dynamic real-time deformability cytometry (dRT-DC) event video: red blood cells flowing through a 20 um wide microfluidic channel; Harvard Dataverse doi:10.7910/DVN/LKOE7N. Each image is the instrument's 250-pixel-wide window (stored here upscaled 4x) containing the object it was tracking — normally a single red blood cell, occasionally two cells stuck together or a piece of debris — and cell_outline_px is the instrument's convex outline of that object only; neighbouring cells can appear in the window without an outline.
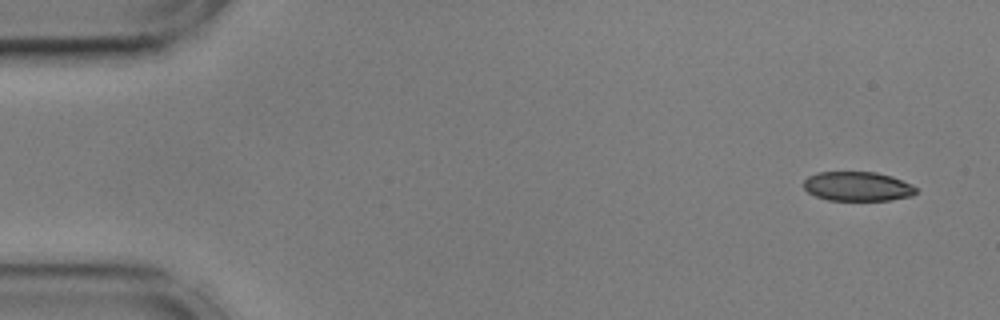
{"species": "common noctule bat (a hibernating species)", "species_latin": "Nyctalus noctula", "temperature_condition": "cold", "stored_images_in_passage": 3, "camera_frame_rate_fps": 3000, "um_per_image_px": 0.085, "animal": {"sex": "male", "body_mass_g": 17.9, "forearm_length_mm": 54.2}, "frame": {"image": 1, "passage_image": 1, "time_ms": 0.0, "image_size_px": [1000, 320], "cell_outline_px": [[916, 192], [912, 196], [888, 200], [828, 200], [816, 196], [808, 192], [804, 188], [804, 180], [808, 176], [816, 172], [876, 172], [892, 176], [912, 184], [916, 188]], "centroid_in_image_um": [72.88, 15.83], "position_along_channel_um": 12.1, "area_um2": 19.25}}